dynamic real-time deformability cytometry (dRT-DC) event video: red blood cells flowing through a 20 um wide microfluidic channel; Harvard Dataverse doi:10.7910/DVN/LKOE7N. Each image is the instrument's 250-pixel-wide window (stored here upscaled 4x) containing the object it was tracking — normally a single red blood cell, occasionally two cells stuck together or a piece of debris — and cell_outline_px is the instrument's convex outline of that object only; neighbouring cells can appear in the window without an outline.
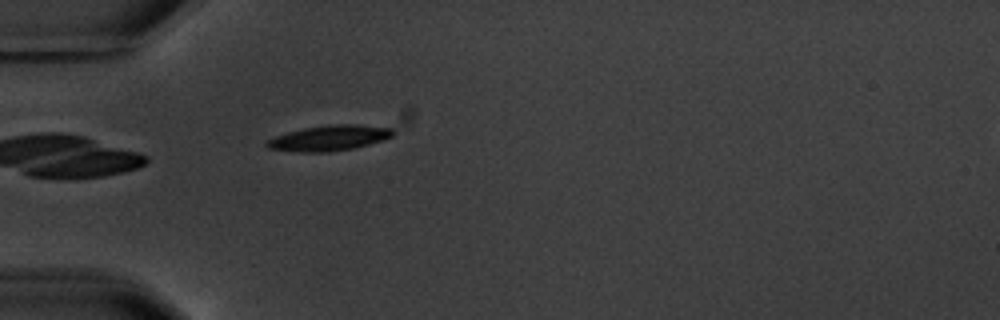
{"species": "common noctule bat (a hibernating species)", "species_latin": "Nyctalus noctula", "temperature_condition": "warm", "stored_images_in_passage": 1, "camera_frame_rate_fps": 3000, "um_per_image_px": 0.085, "animal": {"sex": "male", "body_mass_g": 20.1, "forearm_length_mm": 53.5}, "frame": {"image": 1, "passage_image": 1, "time_ms": 0.0, "image_size_px": [1000, 320], "cell_outline_px": [[396, 132], [392, 136], [384, 140], [352, 148], [328, 152], [300, 152], [268, 148], [264, 144], [268, 140], [276, 136], [288, 132], [304, 128], [328, 124], [356, 124], [392, 128]], "centroid_in_image_um": [28.0, 11.72], "position_along_channel_um": 57.0, "area_um2": 18.61}}